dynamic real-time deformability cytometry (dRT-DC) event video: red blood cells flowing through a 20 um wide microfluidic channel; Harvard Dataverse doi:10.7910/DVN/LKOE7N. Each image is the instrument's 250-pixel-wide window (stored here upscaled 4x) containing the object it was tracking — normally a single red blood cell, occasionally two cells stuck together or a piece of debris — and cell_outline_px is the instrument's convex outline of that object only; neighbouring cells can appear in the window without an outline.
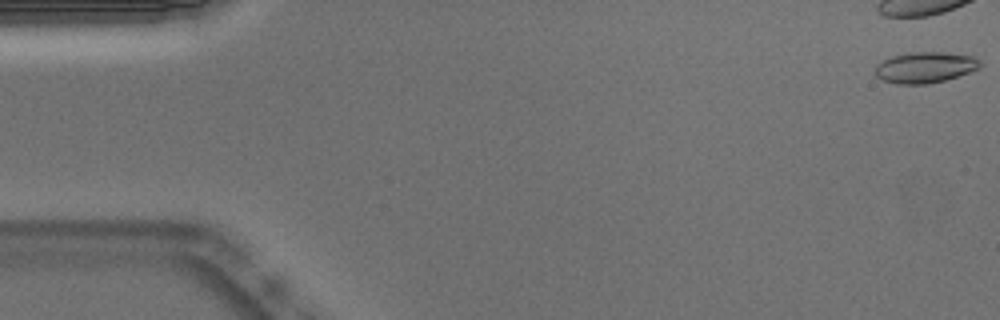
{"species": "Egyptian fruit bat (a non-hibernating species)", "species_latin": "Rousettus aegyptiacus", "temperature_condition": "warm", "stored_images_in_passage": 53, "camera_frame_rate_fps": 3000, "um_per_image_px": 0.085, "animal": {"sex": "male"}, "frame": {"image": 1, "passage_image": 1, "time_ms": 0.0, "image_size_px": [1000, 320], "cell_outline_px": [[984, 64], [980, 68], [944, 80], [928, 84], [896, 84], [884, 80], [876, 76], [872, 72], [876, 64], [892, 56], [912, 52], [948, 52], [976, 56]], "centroid_in_image_um": [78.64, 5.72], "position_along_channel_um": 6.4, "area_um2": 19.19}}